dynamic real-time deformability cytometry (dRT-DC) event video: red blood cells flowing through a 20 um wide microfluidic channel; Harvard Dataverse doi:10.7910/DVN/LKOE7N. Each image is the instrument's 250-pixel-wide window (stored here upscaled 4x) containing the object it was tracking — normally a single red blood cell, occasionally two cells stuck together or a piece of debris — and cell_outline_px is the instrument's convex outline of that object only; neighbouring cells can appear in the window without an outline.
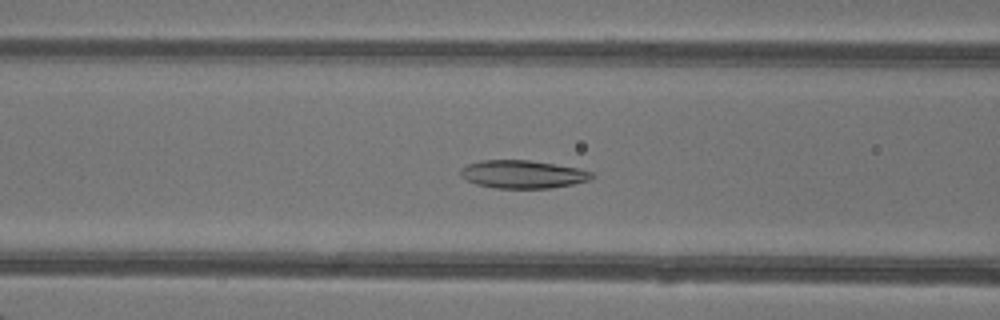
{"species": "common noctule bat (a hibernating species)", "species_latin": "Nyctalus noctula", "temperature_condition": "warm", "stored_images_in_passage": 43, "camera_frame_rate_fps": 3000, "um_per_image_px": 0.085, "animal": {"sex": "female"}, "frame": {"image": 1, "passage_image": 20, "time_ms": 6.333, "image_size_px": [1000, 320], "cell_outline_px": [[596, 176], [592, 180], [572, 184], [548, 188], [496, 188], [476, 184], [460, 176], [460, 168], [468, 164], [480, 160], [528, 160], [556, 164], [576, 168], [592, 172]], "centroid_in_image_um": [44.44, 14.81], "position_along_channel_um": 122.2, "area_um2": 21.44}}
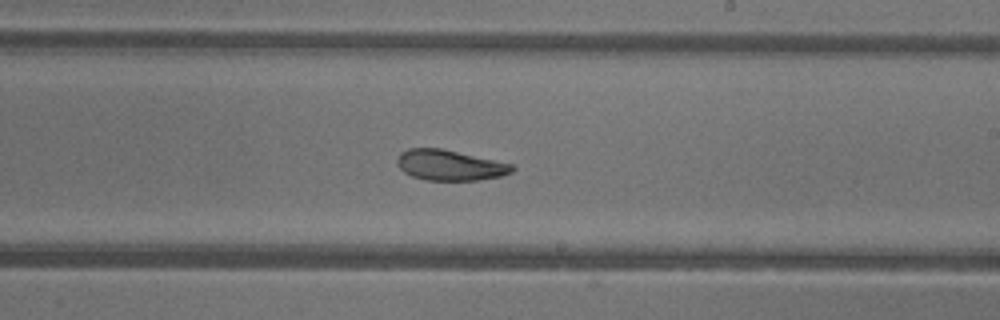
{"frame": {"image": 2, "passage_image": 29, "time_ms": 9.333, "image_size_px": [1000, 320], "cell_outline_px": [[516, 168], [512, 172], [500, 176], [476, 180], [428, 180], [412, 176], [404, 172], [396, 164], [396, 160], [400, 152], [408, 148], [440, 148], [512, 164]], "centroid_in_image_um": [38.2, 14.04], "position_along_channel_um": 250.8, "area_um2": 20.29}}
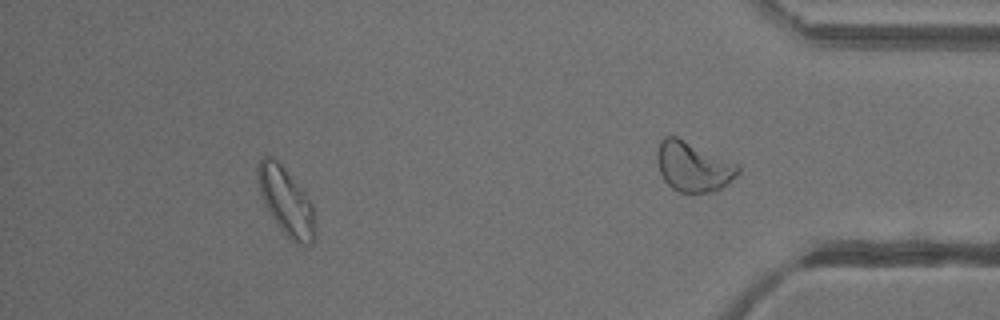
{"frame": {"image": 3, "passage_image": 38, "time_ms": 12.333, "image_size_px": [1000, 320], "cell_outline_px": [[316, 236], [312, 244], [304, 248], [296, 244], [276, 224], [264, 204], [260, 192], [256, 172], [256, 168], [260, 160], [264, 156], [272, 156], [280, 164], [304, 192], [312, 204], [316, 232]], "centroid_in_image_um": [24.33, 17.18], "position_along_channel_um": 410.9, "area_um2": 22.54}, "authors_computed_cell_mechanics": {"area_um2": 23.12, "velocity_mm_per_s": 4.294, "shape_relaxation_time_tau1_ms": 8.1287, "shape_relaxation_time_tau2_ms": 4.5808, "deformation_change_tau1": 0.1902, "deformation_change_tau2": 0.1055}}